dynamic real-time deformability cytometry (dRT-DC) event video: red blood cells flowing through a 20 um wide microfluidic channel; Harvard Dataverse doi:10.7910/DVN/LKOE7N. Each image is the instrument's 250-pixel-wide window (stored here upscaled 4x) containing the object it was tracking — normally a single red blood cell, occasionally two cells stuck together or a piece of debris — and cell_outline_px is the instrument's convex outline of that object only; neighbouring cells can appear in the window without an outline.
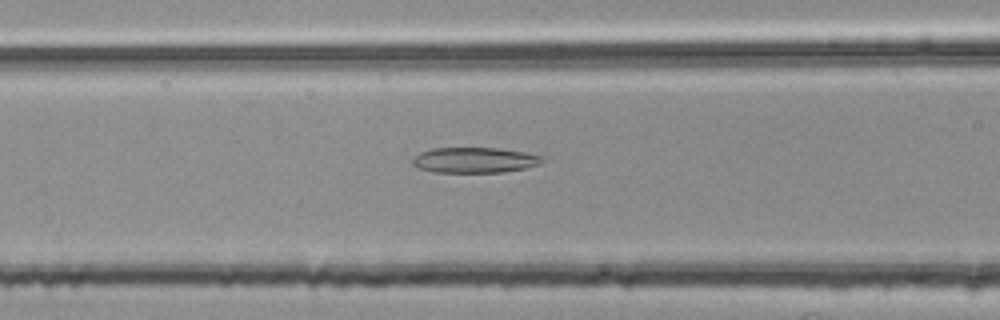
{"species": "common noctule bat (a hibernating species)", "species_latin": "Nyctalus noctula", "temperature_condition": "room temperature", "stored_images_in_passage": 55, "segment_of_instrument_passage": [2, 3], "camera_frame_rate_fps": 3000, "um_per_image_px": 0.085, "animal": {"sex": "female", "body_mass_g": 25.1}, "frame": {"image": 1, "passage_image": 22, "time_ms": 7.0, "image_size_px": [1000, 320], "cell_outline_px": [[544, 160], [540, 164], [524, 168], [504, 172], [436, 172], [420, 168], [412, 164], [412, 160], [420, 152], [432, 148], [500, 148], [524, 152], [540, 156]], "centroid_in_image_um": [40.34, 13.6], "position_along_channel_um": 126.3, "area_um2": 19.07}}
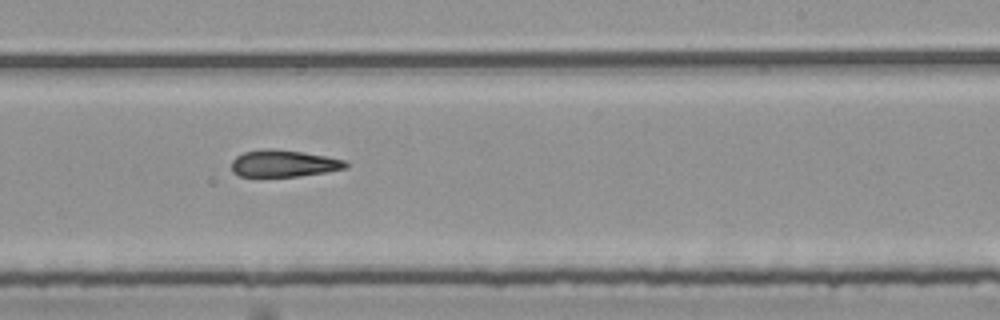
{"frame": {"image": 2, "passage_image": 33, "time_ms": 10.667, "image_size_px": [1000, 320], "cell_outline_px": [[348, 168], [300, 176], [240, 176], [232, 172], [232, 160], [236, 156], [244, 152], [268, 148], [304, 152], [344, 160], [348, 164]], "centroid_in_image_um": [24.1, 13.89], "position_along_channel_um": 264.9, "area_um2": 17.74}}
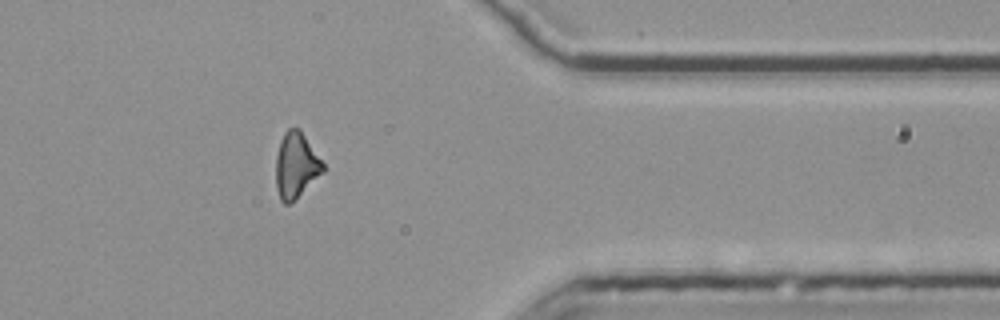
{"frame": {"image": 3, "passage_image": 44, "time_ms": 14.333, "image_size_px": [1000, 320], "cell_outline_px": [[324, 172], [296, 200], [288, 204], [284, 204], [280, 200], [276, 188], [276, 156], [280, 140], [284, 132], [288, 128], [300, 128], [324, 164]], "centroid_in_image_um": [25.16, 14.07], "position_along_channel_um": 386.2, "area_um2": 18.26}}